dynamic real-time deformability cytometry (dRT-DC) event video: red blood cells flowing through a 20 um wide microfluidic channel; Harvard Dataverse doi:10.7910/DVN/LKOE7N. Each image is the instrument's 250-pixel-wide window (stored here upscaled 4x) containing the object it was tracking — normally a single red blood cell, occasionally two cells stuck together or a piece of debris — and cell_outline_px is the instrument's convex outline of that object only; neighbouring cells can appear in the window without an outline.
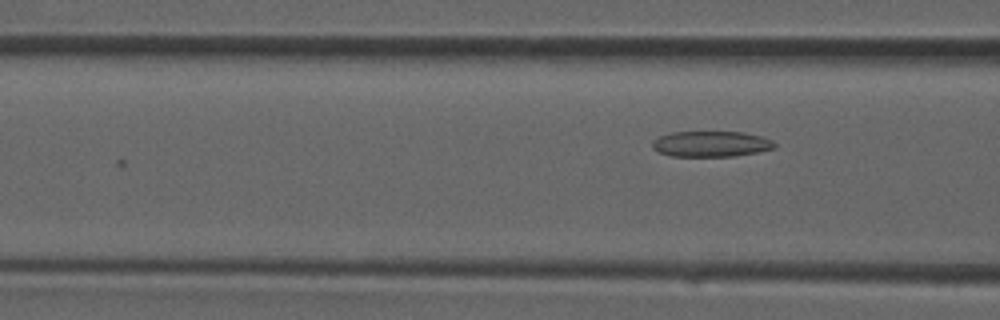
{"species": "common noctule bat (a hibernating species)", "species_latin": "Nyctalus noctula", "temperature_condition": "room temperature", "stored_images_in_passage": 7, "camera_frame_rate_fps": 3000, "um_per_image_px": 0.085, "animal": {"sex": "male", "forearm_length_mm": 52.5}, "frame": {"image": 1, "passage_image": 7, "time_ms": 2.0, "image_size_px": [1000, 320], "cell_outline_px": [[776, 148], [756, 152], [732, 156], [672, 156], [660, 152], [652, 148], [652, 140], [660, 136], [672, 132], [740, 132], [760, 136], [772, 140], [776, 144]], "centroid_in_image_um": [60.43, 12.23], "position_along_channel_um": 106.2, "area_um2": 18.15}}